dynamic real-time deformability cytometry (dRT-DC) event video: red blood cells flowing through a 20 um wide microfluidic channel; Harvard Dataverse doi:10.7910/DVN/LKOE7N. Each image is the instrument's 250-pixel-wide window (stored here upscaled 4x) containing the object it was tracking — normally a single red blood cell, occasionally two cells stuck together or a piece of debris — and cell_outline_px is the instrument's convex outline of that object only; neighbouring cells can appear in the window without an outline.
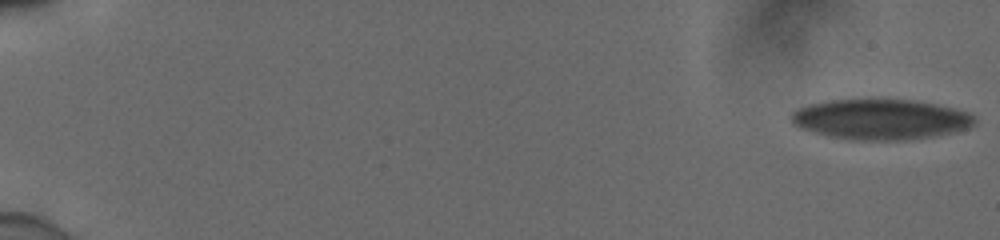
{"species": "human", "species_latin": "Homo sapiens", "temperature_condition": "cold", "stored_images_in_passage": 57, "camera_frame_rate_fps": 3000, "um_per_image_px": 0.085, "donor": {"sex": "male"}, "frame": {"image": 1, "passage_image": 1, "time_ms": 0.0, "image_size_px": [1000, 240], "cell_outline_px": [[976, 124], [968, 128], [956, 132], [936, 136], [904, 140], [848, 140], [828, 136], [800, 128], [792, 124], [792, 112], [796, 108], [808, 104], [828, 100], [872, 96], [912, 100], [936, 104], [968, 112], [976, 116]], "centroid_in_image_um": [74.84, 10.11], "position_along_channel_um": 10.2, "area_um2": 44.56}}
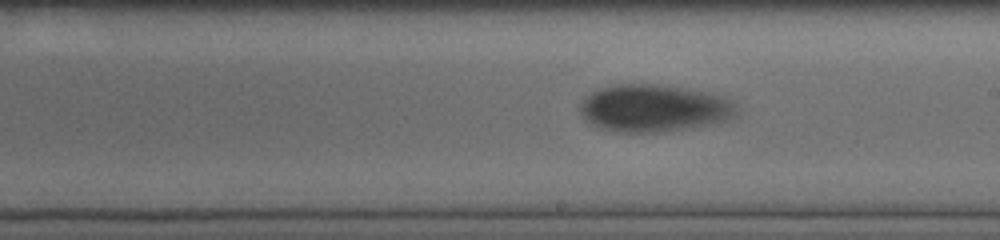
{"frame": {"image": 2, "passage_image": 35, "time_ms": 11.333, "image_size_px": [1000, 240], "cell_outline_px": [[736, 112], [728, 120], [708, 124], [660, 132], [620, 132], [600, 128], [592, 124], [580, 116], [580, 100], [592, 92], [600, 88], [616, 84], [656, 84], [684, 88], [724, 96], [732, 100], [736, 104]], "centroid_in_image_um": [55.54, 9.19], "position_along_channel_um": 233.5, "area_um2": 43.0}}
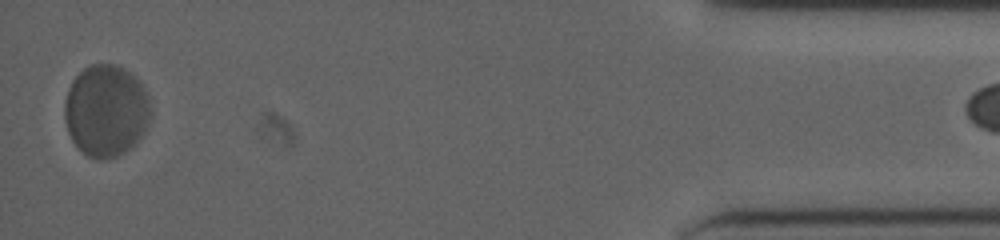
{"frame": {"image": 3, "passage_image": 56, "time_ms": 18.333, "image_size_px": [1000, 240], "cell_outline_px": [[148, 116], [144, 128], [136, 144], [132, 148], [116, 156], [100, 160], [88, 156], [72, 140], [68, 132], [64, 120], [64, 104], [68, 88], [72, 80], [84, 68], [92, 64], [116, 64], [124, 68], [136, 76], [140, 80], [148, 96]], "centroid_in_image_um": [8.98, 9.38], "position_along_channel_um": 426.2, "area_um2": 45.89}}